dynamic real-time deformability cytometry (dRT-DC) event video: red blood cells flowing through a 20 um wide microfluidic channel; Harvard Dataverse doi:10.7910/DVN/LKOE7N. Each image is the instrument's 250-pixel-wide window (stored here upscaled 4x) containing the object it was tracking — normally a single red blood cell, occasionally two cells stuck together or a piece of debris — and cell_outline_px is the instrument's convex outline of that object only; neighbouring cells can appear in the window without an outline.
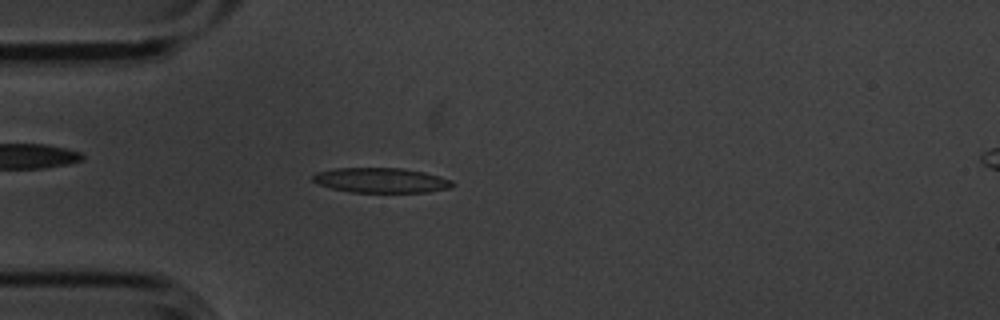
{"species": "common noctule bat (a hibernating species)", "species_latin": "Nyctalus noctula", "temperature_condition": "cold", "stored_images_in_passage": 4, "camera_frame_rate_fps": 3000, "um_per_image_px": 0.085, "animal": {"sex": "male", "body_mass_g": 20.1, "forearm_length_mm": 53.5}, "frame": {"image": 1, "passage_image": 4, "time_ms": 1.0, "image_size_px": [1000, 320], "cell_outline_px": [[456, 184], [452, 188], [428, 192], [352, 192], [332, 188], [320, 184], [312, 180], [312, 176], [316, 172], [336, 168], [404, 168], [424, 172], [440, 176], [452, 180]], "centroid_in_image_um": [32.45, 15.32], "position_along_channel_um": 52.6, "area_um2": 20.35}}